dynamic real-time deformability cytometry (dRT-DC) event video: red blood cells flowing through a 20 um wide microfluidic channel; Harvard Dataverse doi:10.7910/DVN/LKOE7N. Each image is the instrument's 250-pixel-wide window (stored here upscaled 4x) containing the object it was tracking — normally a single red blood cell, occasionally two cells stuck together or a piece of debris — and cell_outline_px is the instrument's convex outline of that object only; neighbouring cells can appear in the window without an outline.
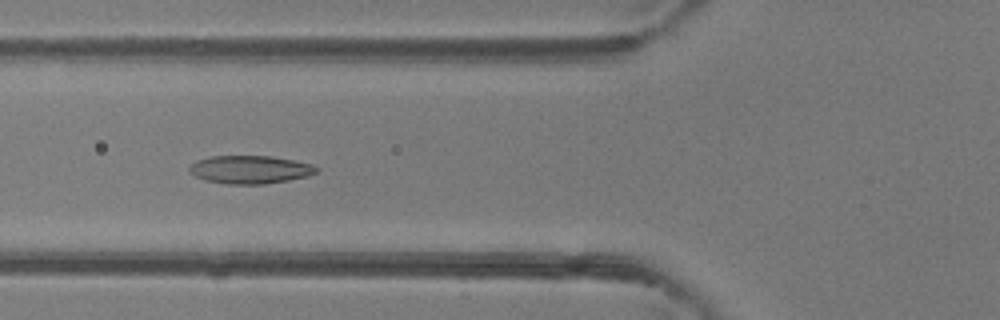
{"species": "common noctule bat (a hibernating species)", "species_latin": "Nyctalus noctula", "temperature_condition": "room temperature", "stored_images_in_passage": 46, "camera_frame_rate_fps": 3000, "um_per_image_px": 0.085, "animal": {"sex": "female"}, "frame": {"image": 1, "passage_image": 17, "time_ms": 5.333, "image_size_px": [1000, 320], "cell_outline_px": [[320, 168], [316, 172], [308, 176], [288, 180], [264, 184], [228, 184], [204, 180], [188, 172], [188, 168], [196, 160], [212, 156], [272, 156], [312, 164]], "centroid_in_image_um": [21.24, 14.41], "position_along_channel_um": 104.6, "area_um2": 20.81}}
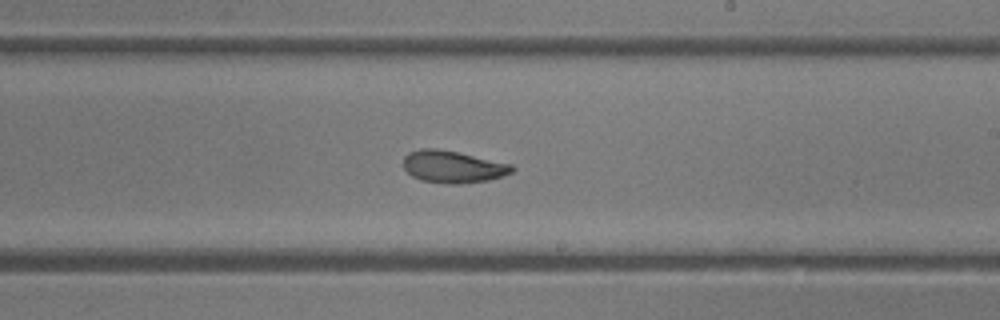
{"frame": {"image": 2, "passage_image": 27, "time_ms": 8.667, "image_size_px": [1000, 320], "cell_outline_px": [[516, 168], [512, 172], [504, 176], [488, 180], [460, 184], [448, 184], [420, 180], [412, 176], [404, 168], [404, 156], [408, 152], [420, 148], [436, 148], [456, 152], [512, 164]], "centroid_in_image_um": [38.49, 14.18], "position_along_channel_um": 250.5, "area_um2": 20.4}}
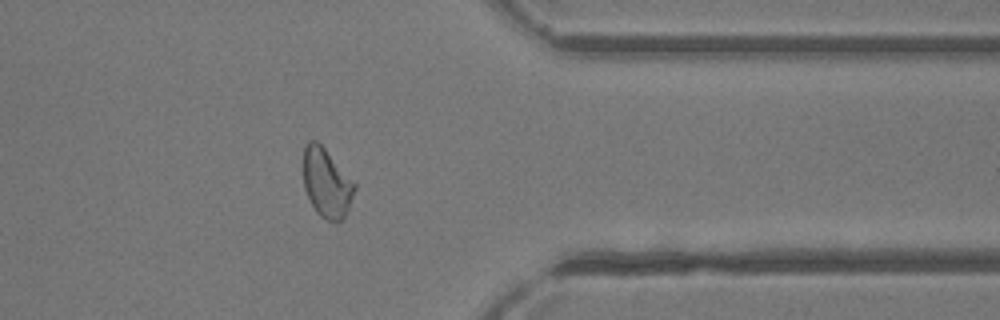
{"frame": {"image": 3, "passage_image": 37, "time_ms": 12.0, "image_size_px": [1000, 320], "cell_outline_px": [[356, 188], [348, 208], [344, 216], [340, 220], [328, 220], [320, 216], [316, 212], [304, 188], [304, 148], [308, 140], [316, 140], [324, 148], [356, 184]], "centroid_in_image_um": [27.75, 15.53], "position_along_channel_um": 383.6, "area_um2": 20.11}, "authors_computed_cell_mechanics": {"area_um2": 21.2993, "velocity_mm_per_s": 4.3763, "shape_relaxation_time_tau1_ms": 9.0118, "shape_relaxation_time_tau2_ms": 1.9837, "deformation_change_tau1": 0.2255, "deformation_change_tau2": 0.0817}}